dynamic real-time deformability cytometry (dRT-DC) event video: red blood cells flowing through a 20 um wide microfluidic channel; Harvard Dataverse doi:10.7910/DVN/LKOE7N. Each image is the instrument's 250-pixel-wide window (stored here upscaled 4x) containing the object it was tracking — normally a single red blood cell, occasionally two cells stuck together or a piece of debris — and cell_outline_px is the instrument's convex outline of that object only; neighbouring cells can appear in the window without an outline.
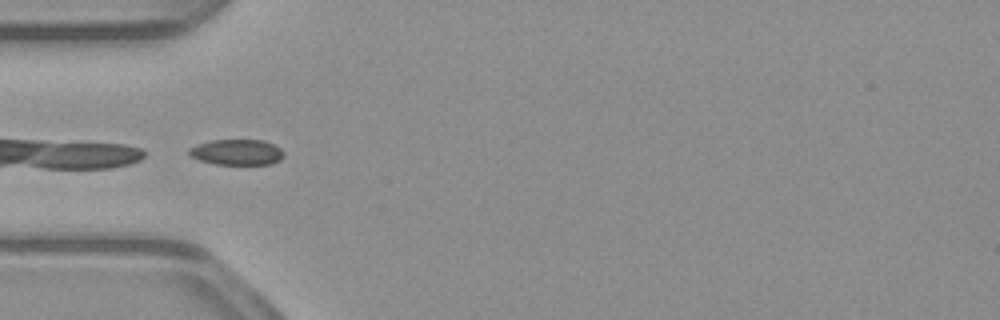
{"species": "common noctule bat (a hibernating species)", "species_latin": "Nyctalus noctula", "temperature_condition": "warm", "stored_images_in_passage": 35, "camera_frame_rate_fps": 3000, "um_per_image_px": 0.085, "animal": {"sex": "male", "body_mass_g": 23.1, "forearm_length_mm": 52.7}, "frame": {"image": 1, "passage_image": 1, "time_ms": 0.0, "image_size_px": [1000, 320], "cell_outline_px": [[284, 156], [280, 160], [272, 164], [216, 164], [200, 160], [192, 156], [188, 152], [188, 148], [196, 144], [212, 140], [264, 140], [280, 148], [284, 152]], "centroid_in_image_um": [20.14, 12.93], "position_along_channel_um": 64.9, "area_um2": 14.16}}
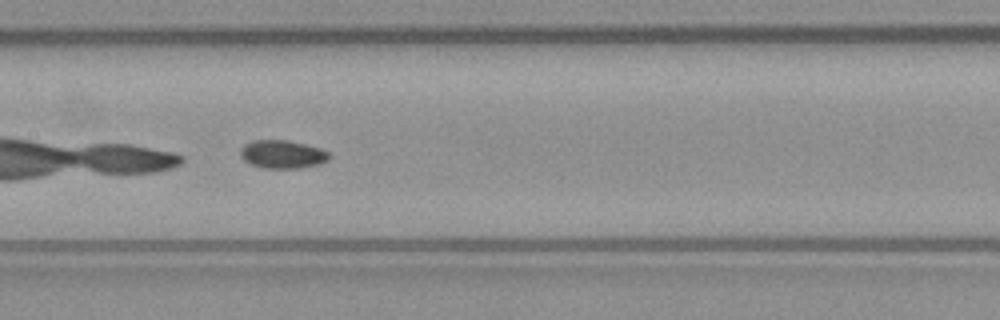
{"frame": {"image": 2, "passage_image": 10, "time_ms": 3.0, "image_size_px": [1000, 320], "cell_outline_px": [[332, 156], [328, 160], [320, 164], [300, 168], [264, 168], [252, 164], [244, 160], [240, 156], [240, 152], [244, 144], [252, 140], [288, 140], [320, 148], [328, 152]], "centroid_in_image_um": [24.02, 13.11], "position_along_channel_um": 183.4, "area_um2": 14.62}}
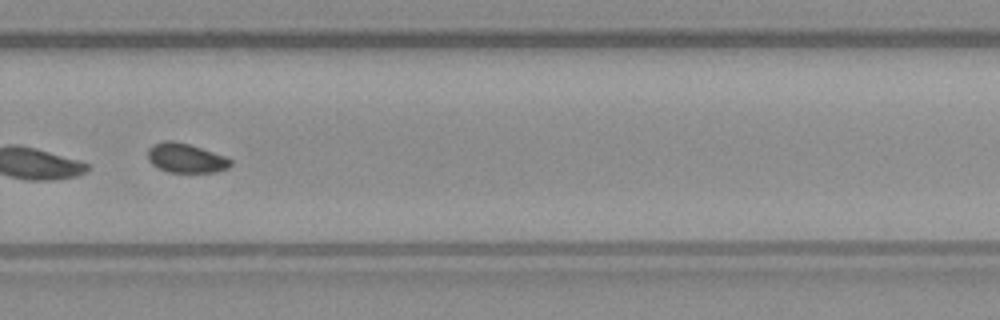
{"frame": {"image": 3, "passage_image": 20, "time_ms": 6.333, "image_size_px": [1000, 320], "cell_outline_px": [[232, 164], [228, 168], [216, 172], [168, 172], [152, 164], [148, 160], [148, 148], [152, 144], [164, 140], [172, 140], [188, 144], [224, 156], [232, 160]], "centroid_in_image_um": [15.77, 13.43], "position_along_channel_um": 314.0, "area_um2": 14.1}, "authors_computed_cell_mechanics": {"area_um2": 14.3922, "velocity_mm_per_s": 3.9364, "shape_relaxation_time_tau1_ms": 6.771, "shape_relaxation_time_tau2_ms": 6.4246, "deformation_change_tau1": 0.1176, "deformation_change_tau2": 0.0881}}